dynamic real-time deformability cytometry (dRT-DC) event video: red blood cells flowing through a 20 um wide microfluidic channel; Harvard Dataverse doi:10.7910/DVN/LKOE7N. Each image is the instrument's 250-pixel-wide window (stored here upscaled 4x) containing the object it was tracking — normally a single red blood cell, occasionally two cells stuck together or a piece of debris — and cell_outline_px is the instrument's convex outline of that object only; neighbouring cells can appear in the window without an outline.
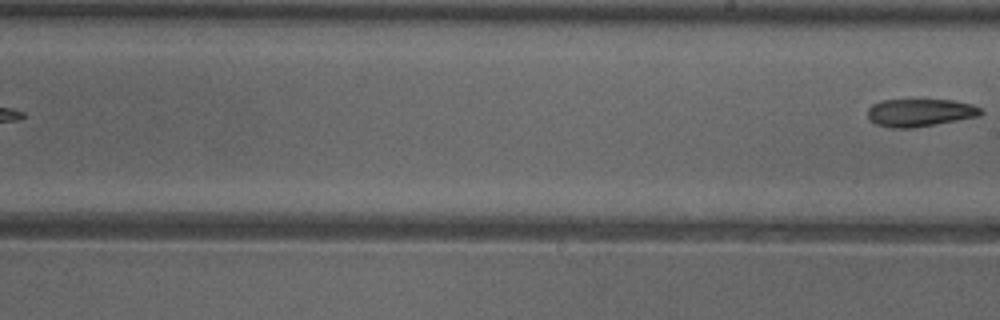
{"species": "common noctule bat (a hibernating species)", "species_latin": "Nyctalus noctula", "temperature_condition": "cold", "stored_images_in_passage": 6, "segment_of_instrument_passage": [2, 2], "camera_frame_rate_fps": 3000, "um_per_image_px": 0.085, "animal": {"sex": "female"}, "frame": {"image": 1, "passage_image": 6, "time_ms": 1.667, "image_size_px": [1000, 320], "cell_outline_px": [[984, 112], [980, 116], [936, 124], [912, 128], [892, 128], [876, 124], [868, 120], [868, 108], [872, 104], [884, 100], [952, 100], [972, 104], [984, 108]], "centroid_in_image_um": [78.22, 9.57], "position_along_channel_um": 210.8, "area_um2": 18.44}}